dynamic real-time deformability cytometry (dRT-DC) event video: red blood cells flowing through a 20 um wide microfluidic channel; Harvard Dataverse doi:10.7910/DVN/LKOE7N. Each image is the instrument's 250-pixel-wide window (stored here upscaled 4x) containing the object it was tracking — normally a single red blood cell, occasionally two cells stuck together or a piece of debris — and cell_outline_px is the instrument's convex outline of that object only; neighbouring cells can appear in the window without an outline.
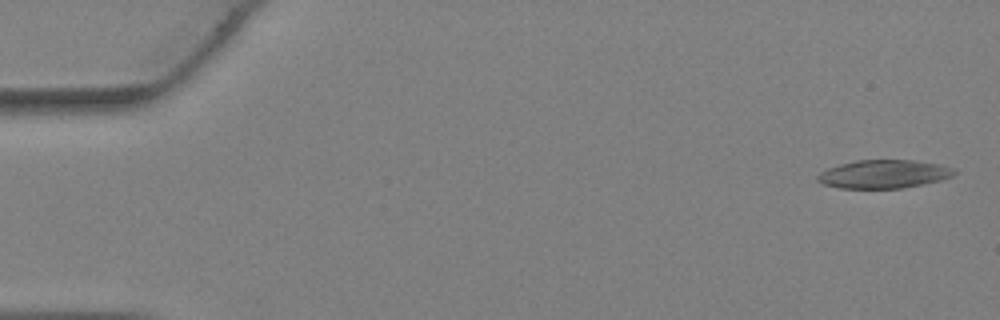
{"species": "Egyptian fruit bat (a non-hibernating species)", "species_latin": "Rousettus aegyptiacus", "temperature_condition": "warm", "stored_images_in_passage": 36, "camera_frame_rate_fps": 3000, "um_per_image_px": 0.085, "animal": {"sex": "female"}, "frame": {"image": 1, "passage_image": 1, "time_ms": 0.0, "image_size_px": [1000, 320], "cell_outline_px": [[956, 172], [952, 176], [940, 180], [900, 188], [840, 188], [824, 184], [816, 180], [816, 176], [820, 172], [828, 168], [840, 164], [856, 160], [912, 160], [940, 164], [956, 168]], "centroid_in_image_um": [75.11, 14.79], "position_along_channel_um": 9.9, "area_um2": 22.48}}
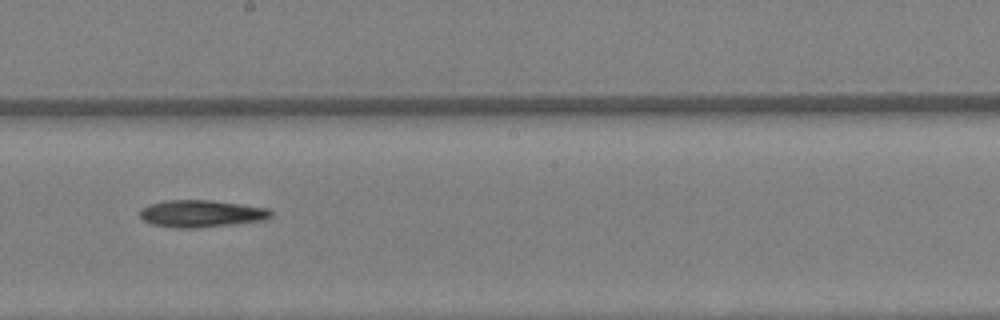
{"frame": {"image": 2, "passage_image": 21, "time_ms": 6.667, "image_size_px": [1000, 320], "cell_outline_px": [[272, 216], [264, 220], [200, 228], [176, 228], [152, 224], [144, 220], [140, 216], [140, 208], [148, 204], [164, 200], [208, 200], [240, 204], [268, 208], [272, 212]], "centroid_in_image_um": [17.08, 18.16], "position_along_channel_um": 231.1, "area_um2": 20.75}}
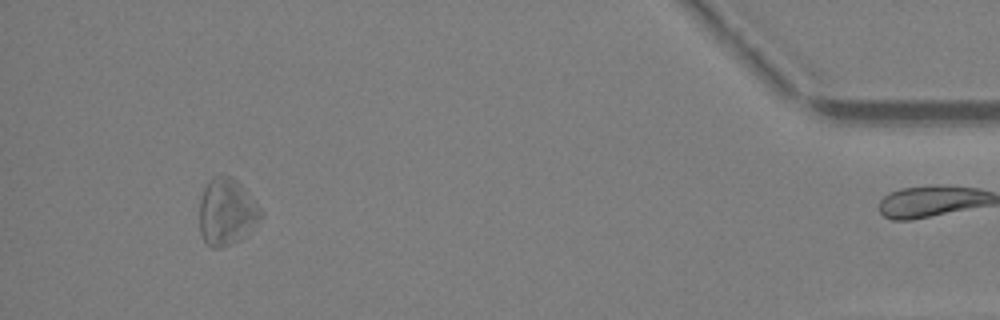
{"frame": {"image": 3, "passage_image": 35, "time_ms": 11.333, "image_size_px": [1000, 320], "cell_outline_px": [[264, 216], [244, 236], [220, 248], [212, 248], [204, 240], [200, 232], [200, 200], [204, 188], [208, 180], [212, 176], [232, 176], [244, 188], [264, 212]], "centroid_in_image_um": [19.27, 17.99], "position_along_channel_um": 415.9, "area_um2": 23.7}}